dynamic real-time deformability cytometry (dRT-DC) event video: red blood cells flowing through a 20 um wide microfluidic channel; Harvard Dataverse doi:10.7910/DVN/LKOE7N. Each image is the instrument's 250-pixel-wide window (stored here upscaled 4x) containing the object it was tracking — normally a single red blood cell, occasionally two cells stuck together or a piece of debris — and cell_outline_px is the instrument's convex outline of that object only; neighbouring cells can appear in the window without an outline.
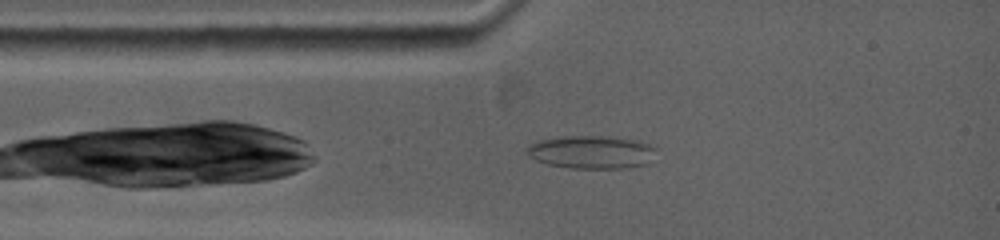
{"species": "common noctule bat (a hibernating species)", "species_latin": "Nyctalus noctula", "temperature_condition": "warm", "stored_images_in_passage": 15, "camera_frame_rate_fps": 5000, "um_per_image_px": 0.085, "animal": {"sex": "female", "body_mass_g": 19.0, "forearm_length_mm": 53.3}, "frame": {"image": 1, "passage_image": 4, "time_ms": 1.0, "image_size_px": [1000, 240], "cell_outline_px": [[656, 148], [644, 164], [624, 168], [572, 168], [548, 164], [536, 160], [528, 152], [528, 148], [532, 144], [540, 140], [564, 136], [600, 136], [636, 140], [648, 144]], "centroid_in_image_um": [50.25, 12.92], "position_along_channel_um": 34.7, "area_um2": 24.1}}
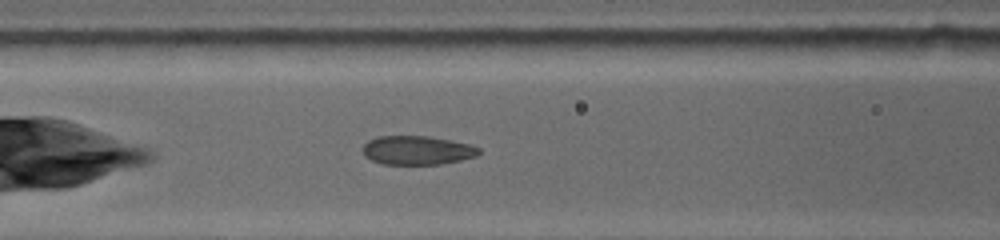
{"frame": {"image": 2, "passage_image": 11, "time_ms": 3.6, "image_size_px": [1000, 240], "cell_outline_px": [[480, 152], [476, 156], [460, 160], [440, 164], [384, 164], [372, 160], [364, 156], [364, 144], [368, 140], [376, 136], [428, 136], [468, 144], [480, 148]], "centroid_in_image_um": [35.44, 12.77], "position_along_channel_um": 131.2, "area_um2": 19.36}}
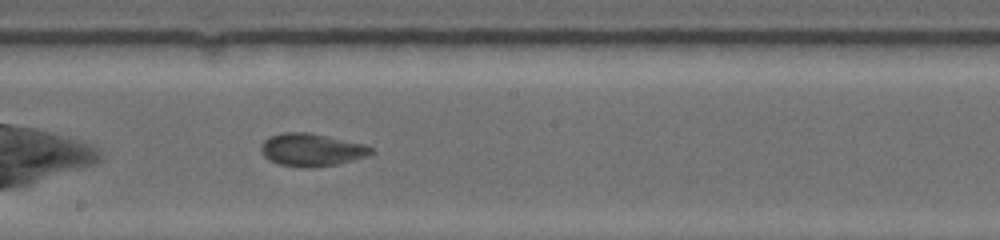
{"frame": {"image": 3, "passage_image": 15, "time_ms": 6.0, "image_size_px": [1000, 240], "cell_outline_px": [[372, 152], [364, 156], [336, 164], [304, 168], [280, 164], [264, 156], [260, 148], [264, 140], [272, 136], [284, 132], [308, 132], [364, 144], [372, 148]], "centroid_in_image_um": [26.45, 12.72], "position_along_channel_um": 221.8, "area_um2": 20.4}}